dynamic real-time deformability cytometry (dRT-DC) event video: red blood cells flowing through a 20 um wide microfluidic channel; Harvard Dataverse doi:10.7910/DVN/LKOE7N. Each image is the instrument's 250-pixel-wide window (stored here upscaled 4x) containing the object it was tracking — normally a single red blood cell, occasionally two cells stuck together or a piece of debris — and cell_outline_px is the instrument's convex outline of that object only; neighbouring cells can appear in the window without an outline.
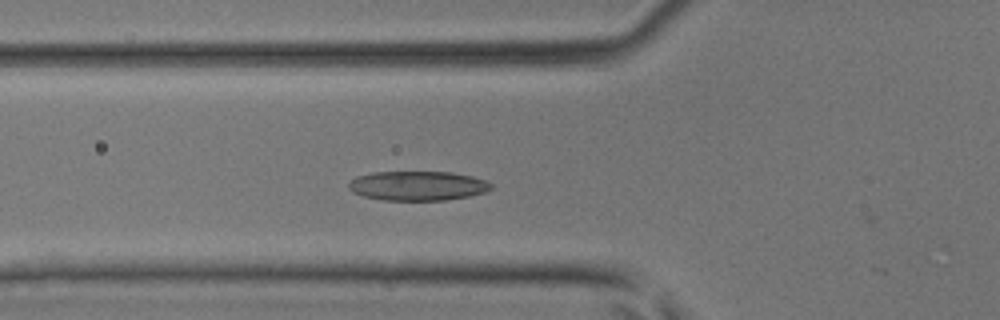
{"species": "common noctule bat (a hibernating species)", "species_latin": "Nyctalus noctula", "temperature_condition": "room temperature", "stored_images_in_passage": 38, "camera_frame_rate_fps": 3000, "um_per_image_px": 0.085, "animal": {"sex": "male", "body_mass_g": 17.9, "forearm_length_mm": 54.2}, "frame": {"image": 1, "passage_image": 12, "time_ms": 3.667, "image_size_px": [1000, 320], "cell_outline_px": [[492, 188], [484, 192], [468, 196], [444, 200], [384, 200], [364, 196], [352, 192], [348, 188], [348, 184], [356, 176], [376, 172], [452, 172], [472, 176], [488, 180], [492, 184]], "centroid_in_image_um": [35.52, 15.79], "position_along_channel_um": 90.3, "area_um2": 24.39}}
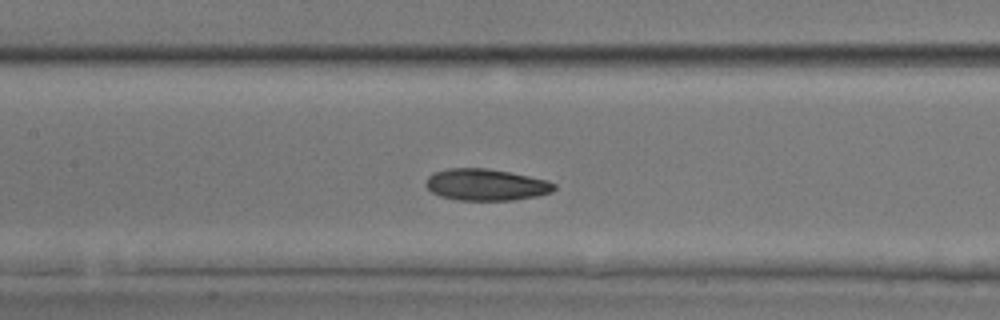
{"frame": {"image": 2, "passage_image": 17, "time_ms": 5.333, "image_size_px": [1000, 320], "cell_outline_px": [[556, 188], [552, 192], [536, 196], [512, 200], [460, 200], [440, 196], [432, 192], [424, 184], [428, 176], [436, 172], [448, 168], [488, 168], [548, 180], [556, 184]], "centroid_in_image_um": [41.31, 15.7], "position_along_channel_um": 166.1, "area_um2": 23.58}}
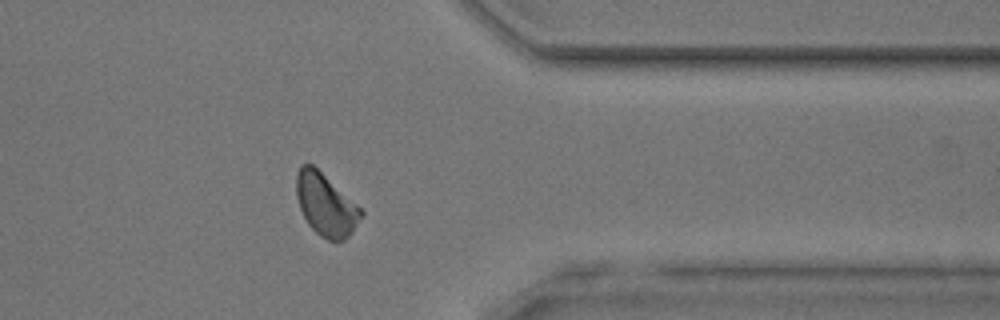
{"frame": {"image": 3, "passage_image": 32, "time_ms": 10.333, "image_size_px": [1000, 320], "cell_outline_px": [[364, 212], [352, 232], [344, 240], [328, 240], [320, 236], [308, 224], [300, 208], [296, 196], [296, 176], [300, 164], [312, 164], [356, 204]], "centroid_in_image_um": [27.66, 17.4], "position_along_channel_um": 383.7, "area_um2": 23.0}}